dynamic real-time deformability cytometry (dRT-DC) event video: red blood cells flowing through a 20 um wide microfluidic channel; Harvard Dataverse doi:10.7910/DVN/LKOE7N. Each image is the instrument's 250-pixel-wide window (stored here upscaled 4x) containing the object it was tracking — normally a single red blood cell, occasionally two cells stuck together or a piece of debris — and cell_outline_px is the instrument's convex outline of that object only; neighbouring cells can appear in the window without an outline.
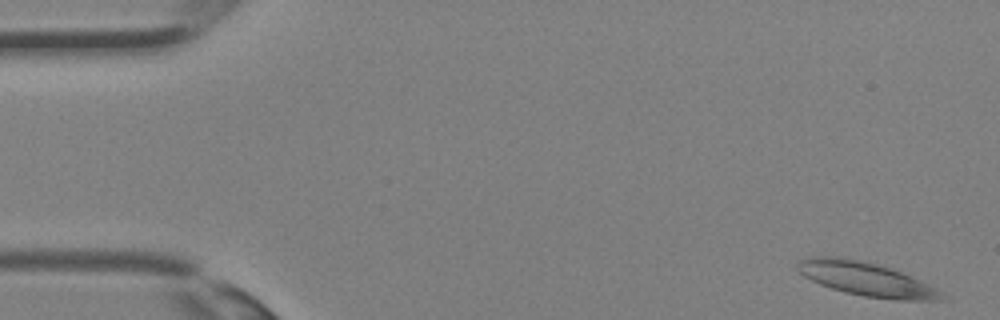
{"species": "Egyptian fruit bat (a non-hibernating species)", "species_latin": "Rousettus aegyptiacus", "temperature_condition": "room temperature", "stored_images_in_passage": 11, "camera_frame_rate_fps": 3000, "um_per_image_px": 0.085, "animal": {"sex": "female"}, "frame": {"image": 1, "passage_image": 1, "time_ms": 0.0, "image_size_px": [1000, 320], "cell_outline_px": [[944, 300], [896, 300], [864, 296], [844, 292], [820, 284], [804, 276], [796, 268], [796, 264], [800, 260], [808, 256], [832, 256], [856, 260], [876, 264], [900, 272], [920, 280], [944, 292]], "centroid_in_image_um": [73.61, 23.73], "position_along_channel_um": 11.4, "area_um2": 28.03}}